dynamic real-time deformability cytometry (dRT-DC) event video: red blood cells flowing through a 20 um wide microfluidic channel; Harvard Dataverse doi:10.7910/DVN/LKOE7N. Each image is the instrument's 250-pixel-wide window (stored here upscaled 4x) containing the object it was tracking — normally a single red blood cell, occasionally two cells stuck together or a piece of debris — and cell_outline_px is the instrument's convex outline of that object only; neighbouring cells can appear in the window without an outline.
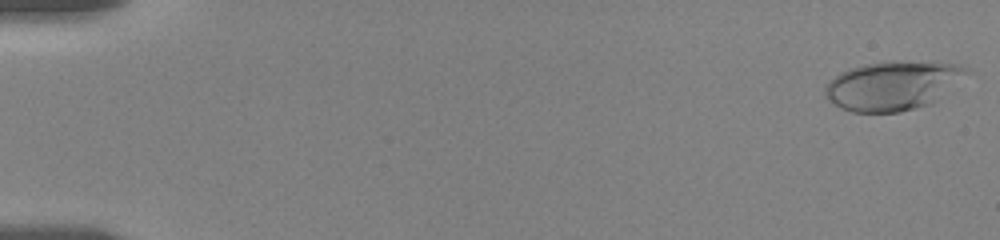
{"species": "human", "species_latin": "Homo sapiens", "temperature_condition": "room temperature", "stored_images_in_passage": 7, "camera_frame_rate_fps": 3000, "um_per_image_px": 0.085, "donor": {"sex": "female"}, "frame": {"image": 1, "passage_image": 1, "time_ms": 0.0, "image_size_px": [1000, 240], "cell_outline_px": [[968, 72], [932, 104], [900, 112], [852, 112], [840, 108], [828, 100], [824, 96], [824, 84], [828, 80], [840, 72], [864, 64], [888, 60], [932, 60], [956, 64], [968, 68]], "centroid_in_image_um": [75.84, 7.24], "position_along_channel_um": 9.2, "area_um2": 41.04}}
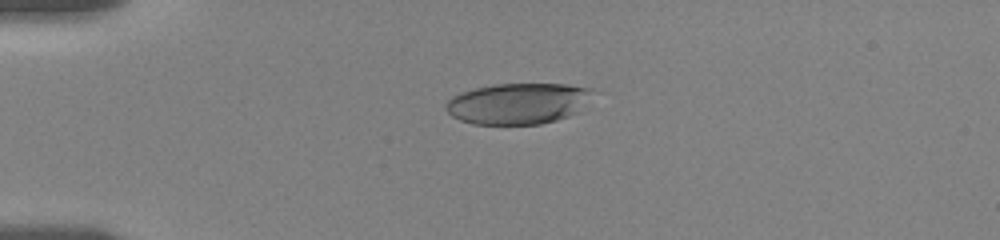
{"frame": {"image": 2, "passage_image": 6, "time_ms": 4.333, "image_size_px": [1000, 240], "cell_outline_px": [[592, 88], [576, 112], [568, 116], [556, 120], [540, 124], [472, 124], [460, 120], [452, 116], [444, 108], [444, 104], [452, 96], [460, 92], [476, 88], [496, 84], [568, 84]], "centroid_in_image_um": [43.92, 8.8], "position_along_channel_um": 41.1, "area_um2": 34.62}}